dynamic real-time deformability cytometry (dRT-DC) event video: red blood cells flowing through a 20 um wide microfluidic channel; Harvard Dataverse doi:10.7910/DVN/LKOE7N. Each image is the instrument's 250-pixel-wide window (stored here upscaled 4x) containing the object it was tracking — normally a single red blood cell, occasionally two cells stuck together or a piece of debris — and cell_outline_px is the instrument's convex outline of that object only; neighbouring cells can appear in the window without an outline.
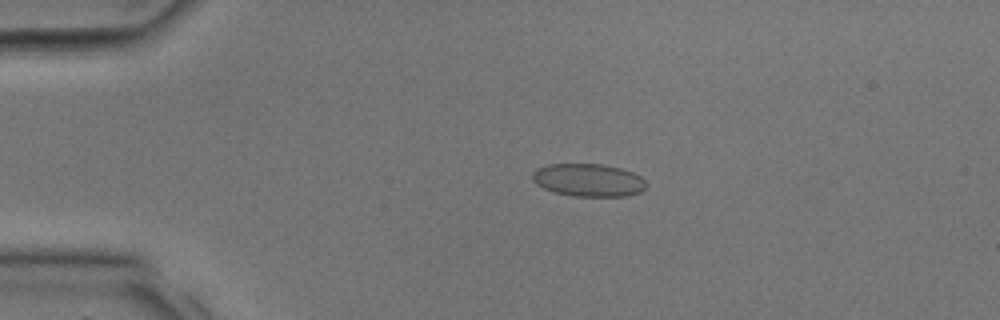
{"species": "common noctule bat (a hibernating species)", "species_latin": "Nyctalus noctula", "temperature_condition": "room temperature", "stored_images_in_passage": 29, "camera_frame_rate_fps": 3000, "um_per_image_px": 0.085, "animal": {"sex": "male", "body_mass_g": 17.9, "forearm_length_mm": 54.2}, "frame": {"image": 1, "passage_image": 4, "time_ms": 1.0, "image_size_px": [1000, 320], "cell_outline_px": [[648, 184], [640, 192], [628, 196], [576, 196], [556, 192], [544, 188], [536, 184], [532, 180], [532, 172], [536, 168], [548, 164], [600, 164], [620, 168], [632, 172], [640, 176]], "centroid_in_image_um": [50.01, 15.3], "position_along_channel_um": 35.0, "area_um2": 21.73}}
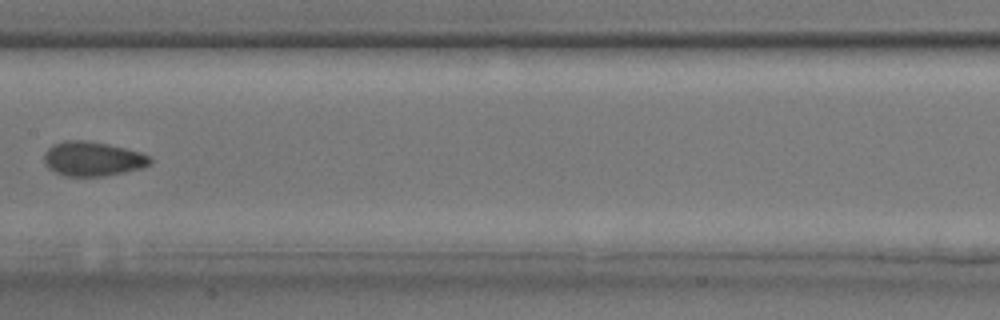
{"frame": {"image": 2, "passage_image": 14, "time_ms": 4.333, "image_size_px": [1000, 320], "cell_outline_px": [[152, 164], [144, 168], [104, 176], [64, 176], [48, 168], [44, 164], [44, 152], [52, 144], [64, 140], [84, 140], [108, 144], [140, 152], [152, 156]], "centroid_in_image_um": [7.89, 13.5], "position_along_channel_um": 199.5, "area_um2": 21.56}}
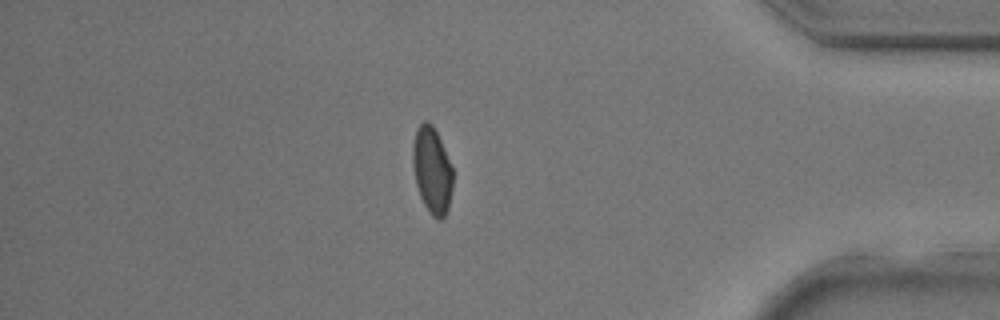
{"frame": {"image": 3, "passage_image": 25, "time_ms": 8.0, "image_size_px": [1000, 320], "cell_outline_px": [[452, 188], [448, 208], [444, 216], [440, 220], [436, 220], [428, 212], [420, 196], [416, 184], [412, 164], [412, 144], [416, 128], [424, 120], [428, 120], [432, 124], [440, 140], [452, 168]], "centroid_in_image_um": [36.69, 14.47], "position_along_channel_um": 398.5, "area_um2": 20.23}}